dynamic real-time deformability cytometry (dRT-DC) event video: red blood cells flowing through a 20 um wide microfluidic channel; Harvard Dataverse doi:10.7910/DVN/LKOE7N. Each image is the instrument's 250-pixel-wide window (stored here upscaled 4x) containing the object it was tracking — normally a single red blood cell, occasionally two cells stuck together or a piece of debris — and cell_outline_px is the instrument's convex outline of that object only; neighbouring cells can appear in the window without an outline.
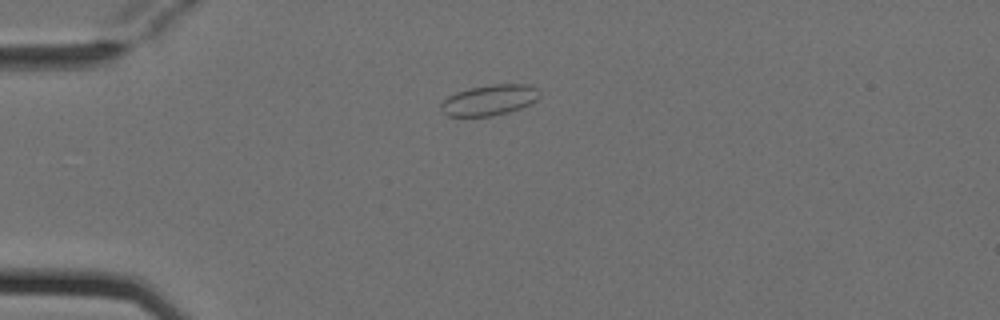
{"species": "Egyptian fruit bat (a non-hibernating species)", "species_latin": "Rousettus aegyptiacus", "temperature_condition": "cold", "stored_images_in_passage": 3, "camera_frame_rate_fps": 3000, "um_per_image_px": 0.085, "animal": {"sex": "female"}, "frame": {"image": 1, "passage_image": 3, "time_ms": 0.667, "image_size_px": [1000, 320], "cell_outline_px": [[540, 96], [532, 104], [508, 112], [488, 116], [448, 116], [440, 108], [440, 104], [448, 96], [456, 92], [468, 88], [492, 84], [528, 84], [536, 88], [540, 92]], "centroid_in_image_um": [41.61, 8.49], "position_along_channel_um": 43.4, "area_um2": 17.63}}